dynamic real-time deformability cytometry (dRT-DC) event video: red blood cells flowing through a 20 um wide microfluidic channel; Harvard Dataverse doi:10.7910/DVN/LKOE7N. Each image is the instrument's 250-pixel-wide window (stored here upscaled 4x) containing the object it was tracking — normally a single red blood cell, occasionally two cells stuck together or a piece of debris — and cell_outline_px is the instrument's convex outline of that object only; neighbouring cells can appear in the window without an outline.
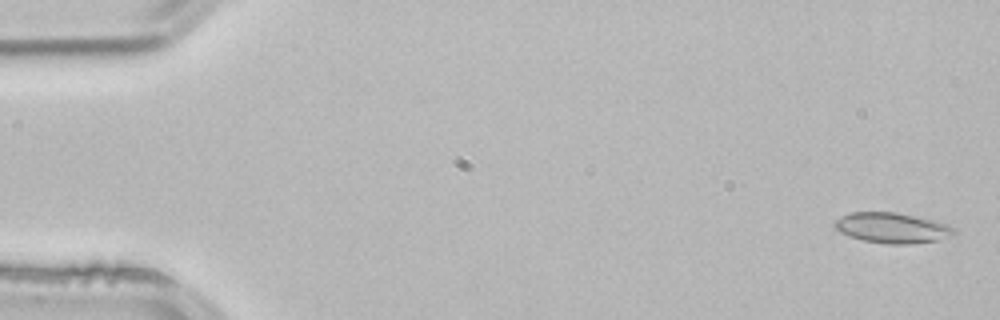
{"species": "common noctule bat (a hibernating species)", "species_latin": "Nyctalus noctula", "temperature_condition": "room temperature", "stored_images_in_passage": 5, "segment_of_instrument_passage": [1, 2], "camera_frame_rate_fps": 3000, "um_per_image_px": 0.085, "animal": {"sex": "male", "body_mass_g": 21.5, "forearm_length_mm": 52.0}, "frame": {"image": 1, "passage_image": 1, "time_ms": 0.0, "image_size_px": [1000, 320], "cell_outline_px": [[956, 236], [936, 240], [908, 244], [892, 244], [864, 240], [840, 232], [832, 224], [840, 216], [852, 212], [896, 212], [936, 220], [948, 224], [956, 228]], "centroid_in_image_um": [75.9, 19.35], "position_along_channel_um": 9.1, "area_um2": 21.21}}
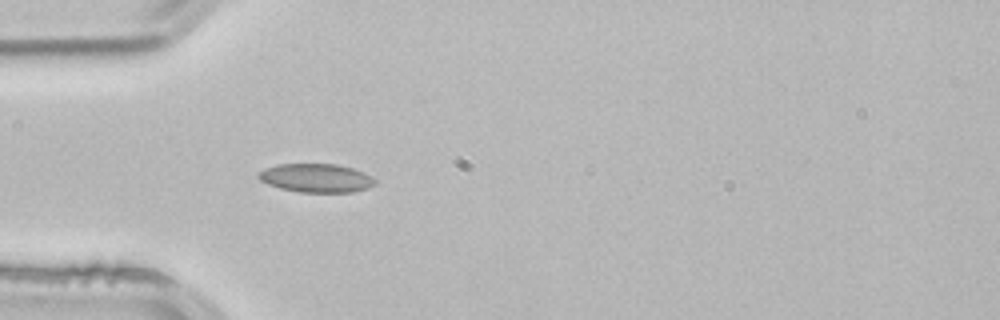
{"frame": {"image": 2, "passage_image": 4, "time_ms": 1.0, "image_size_px": [1000, 320], "cell_outline_px": [[376, 184], [368, 188], [352, 192], [300, 192], [280, 188], [268, 184], [260, 180], [256, 176], [256, 172], [264, 168], [280, 164], [336, 164], [352, 168], [364, 172], [372, 176], [376, 180]], "centroid_in_image_um": [26.87, 15.13], "position_along_channel_um": 58.1, "area_um2": 19.59}}